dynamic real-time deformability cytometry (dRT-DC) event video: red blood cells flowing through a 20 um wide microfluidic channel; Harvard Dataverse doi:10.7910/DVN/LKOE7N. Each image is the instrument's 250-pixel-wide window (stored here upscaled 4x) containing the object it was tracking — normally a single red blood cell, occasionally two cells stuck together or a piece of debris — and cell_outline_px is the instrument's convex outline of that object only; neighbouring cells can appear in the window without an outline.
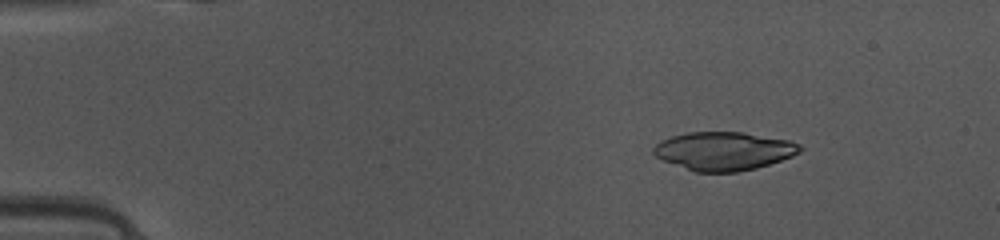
{"species": "common noctule bat (a hibernating species)", "species_latin": "Nyctalus noctula", "temperature_condition": "warm", "stored_images_in_passage": 28, "camera_frame_rate_fps": 3000, "um_per_image_px": 0.085, "animal": {"sex": "female", "body_mass_g": 10.0, "forearm_length_mm": 53.1}, "frame": {"image": 1, "passage_image": 1, "time_ms": 0.0, "image_size_px": [1000, 240], "cell_outline_px": [[804, 148], [800, 152], [792, 156], [756, 168], [736, 172], [696, 172], [664, 160], [656, 156], [652, 152], [652, 148], [660, 140], [672, 136], [688, 132], [744, 132], [788, 140], [800, 144]], "centroid_in_image_um": [61.53, 12.83], "position_along_channel_um": 23.5, "area_um2": 32.66}}